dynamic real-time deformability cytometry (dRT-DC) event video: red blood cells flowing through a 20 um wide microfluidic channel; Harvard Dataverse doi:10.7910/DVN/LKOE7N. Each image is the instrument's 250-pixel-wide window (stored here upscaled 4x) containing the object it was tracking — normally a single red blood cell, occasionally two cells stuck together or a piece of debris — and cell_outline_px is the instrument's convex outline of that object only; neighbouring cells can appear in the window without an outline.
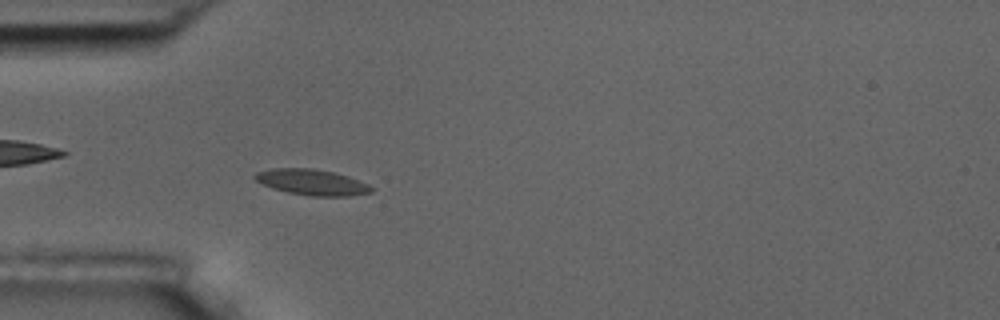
{"species": "common noctule bat (a hibernating species)", "species_latin": "Nyctalus noctula", "temperature_condition": "room temperature", "stored_images_in_passage": 1, "camera_frame_rate_fps": 3000, "um_per_image_px": 0.085, "animal": {"sex": "male", "body_mass_g": 17.5, "forearm_length_mm": 52.3}, "frame": {"image": 1, "passage_image": 1, "time_ms": 0.0, "image_size_px": [1000, 320], "cell_outline_px": [[376, 188], [372, 192], [348, 196], [312, 196], [288, 192], [272, 188], [256, 180], [252, 176], [256, 172], [272, 168], [312, 168], [332, 172], [348, 176], [368, 184]], "centroid_in_image_um": [26.53, 15.49], "position_along_channel_um": 58.5, "area_um2": 17.46}}